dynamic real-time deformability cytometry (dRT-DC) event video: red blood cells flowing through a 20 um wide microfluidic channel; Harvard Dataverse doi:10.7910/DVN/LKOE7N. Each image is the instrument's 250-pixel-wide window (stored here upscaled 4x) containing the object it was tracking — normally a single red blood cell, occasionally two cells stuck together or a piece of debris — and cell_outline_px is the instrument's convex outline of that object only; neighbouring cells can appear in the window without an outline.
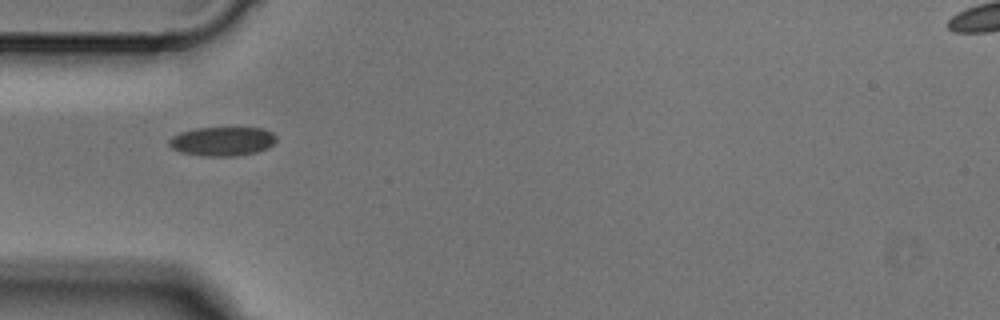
{"species": "Egyptian fruit bat (a non-hibernating species)", "species_latin": "Rousettus aegyptiacus", "temperature_condition": "cold", "stored_images_in_passage": 2, "camera_frame_rate_fps": 3000, "um_per_image_px": 0.085, "animal": {"sex": "male"}, "frame": {"image": 1, "passage_image": 1, "time_ms": 0.0, "image_size_px": [1000, 320], "cell_outline_px": [[276, 140], [268, 148], [256, 152], [236, 156], [200, 156], [180, 152], [172, 148], [168, 144], [168, 140], [172, 136], [180, 132], [196, 128], [264, 128], [272, 132], [276, 136]], "centroid_in_image_um": [18.88, 12.01], "position_along_channel_um": 66.1, "area_um2": 18.26}}
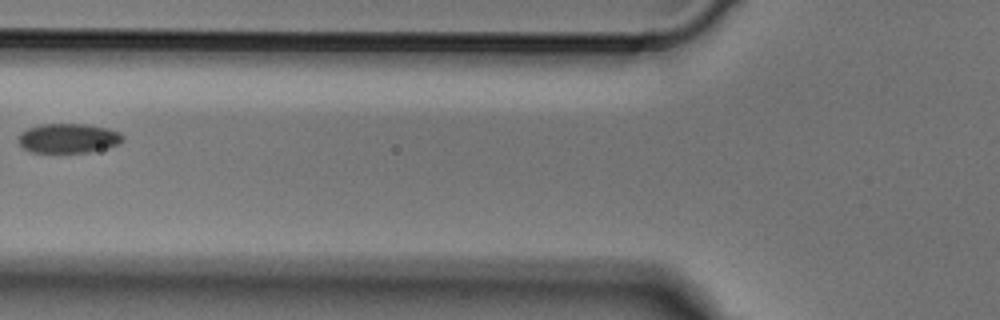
{"frame": {"image": 2, "passage_image": 2, "time_ms": 0.333, "image_size_px": [1000, 320], "cell_outline_px": [[124, 140], [120, 144], [88, 152], [32, 152], [24, 148], [20, 144], [20, 132], [28, 128], [40, 124], [84, 124], [108, 128], [120, 132], [124, 136]], "centroid_in_image_um": [5.85, 11.74], "position_along_channel_um": 120.0, "area_um2": 17.86}}